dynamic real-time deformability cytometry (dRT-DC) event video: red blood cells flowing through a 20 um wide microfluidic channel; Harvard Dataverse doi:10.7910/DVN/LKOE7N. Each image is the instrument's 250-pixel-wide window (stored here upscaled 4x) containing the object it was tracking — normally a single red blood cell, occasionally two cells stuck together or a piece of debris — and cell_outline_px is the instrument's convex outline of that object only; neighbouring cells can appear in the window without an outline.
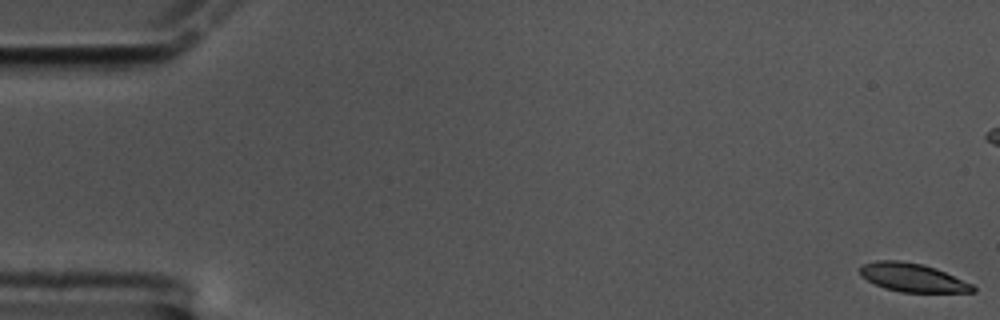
{"species": "common noctule bat (a hibernating species)", "species_latin": "Nyctalus noctula", "temperature_condition": "cold", "stored_images_in_passage": 62, "camera_frame_rate_fps": 3000, "um_per_image_px": 0.085, "animal": {"sex": "male", "body_mass_g": 17.5, "forearm_length_mm": 52.3}, "frame": {"image": 1, "passage_image": 1, "time_ms": 0.0, "image_size_px": [1000, 320], "cell_outline_px": [[976, 292], [900, 292], [884, 288], [860, 276], [860, 264], [876, 260], [900, 260], [924, 264], [936, 268], [972, 284], [976, 288]], "centroid_in_image_um": [77.54, 23.58], "position_along_channel_um": 7.5, "area_um2": 18.84}}
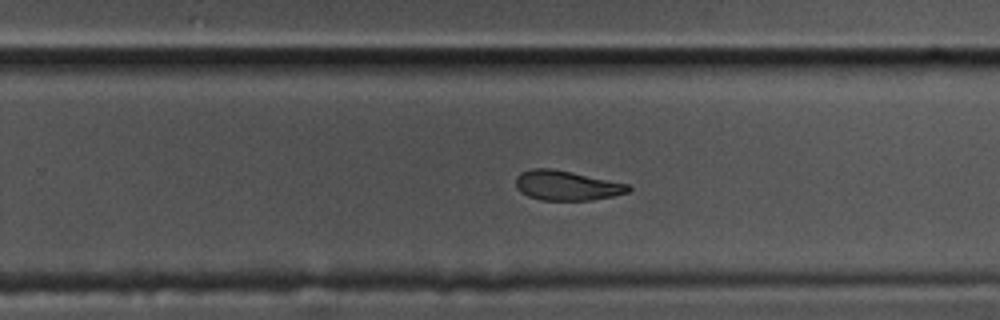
{"frame": {"image": 2, "passage_image": 39, "time_ms": 12.667, "image_size_px": [1000, 320], "cell_outline_px": [[632, 188], [628, 192], [612, 196], [592, 200], [540, 200], [528, 196], [520, 192], [516, 188], [516, 176], [520, 172], [532, 168], [552, 168], [572, 172], [628, 184]], "centroid_in_image_um": [48.12, 15.76], "position_along_channel_um": 281.7, "area_um2": 19.54}}
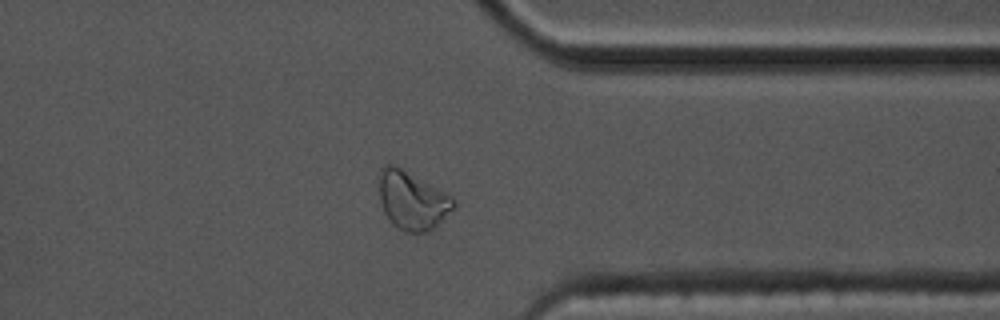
{"frame": {"image": 3, "passage_image": 48, "time_ms": 15.667, "image_size_px": [1000, 320], "cell_outline_px": [[456, 208], [428, 232], [404, 232], [396, 228], [392, 224], [384, 212], [380, 200], [380, 168], [384, 164], [392, 164], [400, 168], [452, 196], [456, 200]], "centroid_in_image_um": [35.05, 17.07], "position_along_channel_um": 376.3, "area_um2": 25.14}, "authors_computed_cell_mechanics": {"area_um2": 20.6057, "velocity_mm_per_s": 3.3168, "shape_relaxation_time_tau1_ms": 6.3484, "shape_relaxation_time_tau2_ms": 6.3476, "deformation_change_tau1": 0.1722, "deformation_change_tau2": 0.1414}}